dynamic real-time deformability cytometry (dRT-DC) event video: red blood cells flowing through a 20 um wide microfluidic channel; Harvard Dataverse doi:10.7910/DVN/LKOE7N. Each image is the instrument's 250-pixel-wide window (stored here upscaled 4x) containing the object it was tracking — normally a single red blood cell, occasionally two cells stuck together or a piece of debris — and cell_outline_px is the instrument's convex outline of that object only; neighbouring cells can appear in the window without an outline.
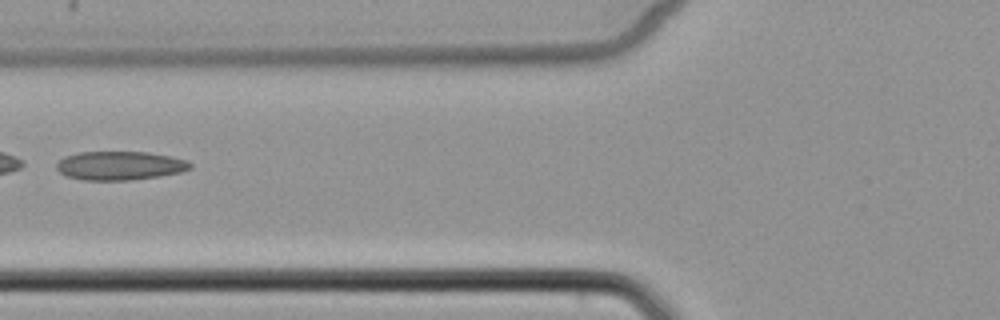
{"species": "common noctule bat (a hibernating species)", "species_latin": "Nyctalus noctula", "temperature_condition": "cold", "stored_images_in_passage": 5, "camera_frame_rate_fps": 3000, "um_per_image_px": 0.085, "animal": {"sex": "female", "body_mass_g": 22.7, "forearm_length_mm": 54.2}, "frame": {"image": 1, "passage_image": 5, "time_ms": 6.667, "image_size_px": [1000, 320], "cell_outline_px": [[192, 168], [180, 172], [160, 176], [128, 180], [84, 180], [64, 176], [56, 168], [56, 164], [64, 156], [76, 152], [148, 152], [188, 160], [192, 164]], "centroid_in_image_um": [10.16, 14.08], "position_along_channel_um": 115.6, "area_um2": 22.48}}